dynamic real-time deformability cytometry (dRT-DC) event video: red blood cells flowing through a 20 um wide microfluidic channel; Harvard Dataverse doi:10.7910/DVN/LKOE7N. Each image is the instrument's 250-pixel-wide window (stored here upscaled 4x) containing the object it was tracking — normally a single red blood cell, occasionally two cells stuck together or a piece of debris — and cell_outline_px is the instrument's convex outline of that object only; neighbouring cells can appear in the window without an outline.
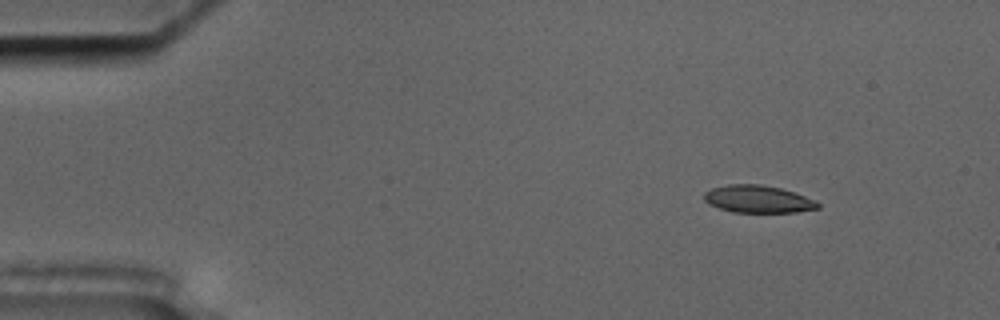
{"species": "common noctule bat (a hibernating species)", "species_latin": "Nyctalus noctula", "temperature_condition": "cold", "stored_images_in_passage": 56, "camera_frame_rate_fps": 3000, "um_per_image_px": 0.085, "animal": {"sex": "male", "body_mass_g": 17.5, "forearm_length_mm": 52.3}, "frame": {"image": 1, "passage_image": 6, "time_ms": 1.667, "image_size_px": [1000, 320], "cell_outline_px": [[820, 208], [796, 212], [732, 212], [708, 204], [704, 200], [704, 192], [712, 188], [728, 184], [760, 184], [780, 188], [816, 200], [820, 204]], "centroid_in_image_um": [64.42, 16.92], "position_along_channel_um": 20.6, "area_um2": 18.15}}
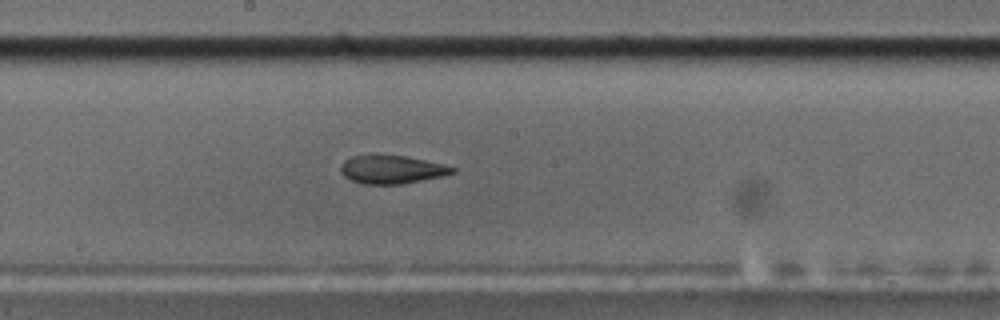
{"frame": {"image": 2, "passage_image": 30, "time_ms": 9.667, "image_size_px": [1000, 320], "cell_outline_px": [[456, 172], [444, 176], [400, 184], [364, 184], [352, 180], [344, 176], [340, 172], [340, 164], [344, 160], [352, 156], [404, 156], [424, 160], [456, 168]], "centroid_in_image_um": [33.28, 14.42], "position_along_channel_um": 214.9, "area_um2": 18.09}}
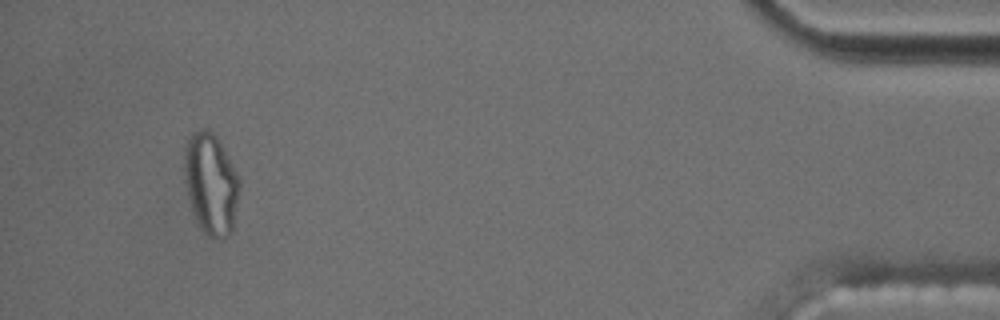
{"frame": {"image": 3, "passage_image": 53, "time_ms": 17.333, "image_size_px": [1000, 320], "cell_outline_px": [[240, 184], [232, 232], [228, 236], [220, 240], [216, 240], [208, 236], [200, 228], [192, 212], [184, 180], [184, 148], [188, 136], [192, 132], [204, 128], [208, 128], [216, 136], [236, 172], [240, 180]], "centroid_in_image_um": [17.9, 15.63], "position_along_channel_um": 417.3, "area_um2": 32.77}, "authors_computed_cell_mechanics": {"area_um2": 19.4786, "velocity_mm_per_s": 3.5277, "shape_relaxation_time_tau1_ms": null, "shape_relaxation_time_tau2_ms": 2.6267, "deformation_change_tau1": null, "deformation_change_tau2": 0.0968}}